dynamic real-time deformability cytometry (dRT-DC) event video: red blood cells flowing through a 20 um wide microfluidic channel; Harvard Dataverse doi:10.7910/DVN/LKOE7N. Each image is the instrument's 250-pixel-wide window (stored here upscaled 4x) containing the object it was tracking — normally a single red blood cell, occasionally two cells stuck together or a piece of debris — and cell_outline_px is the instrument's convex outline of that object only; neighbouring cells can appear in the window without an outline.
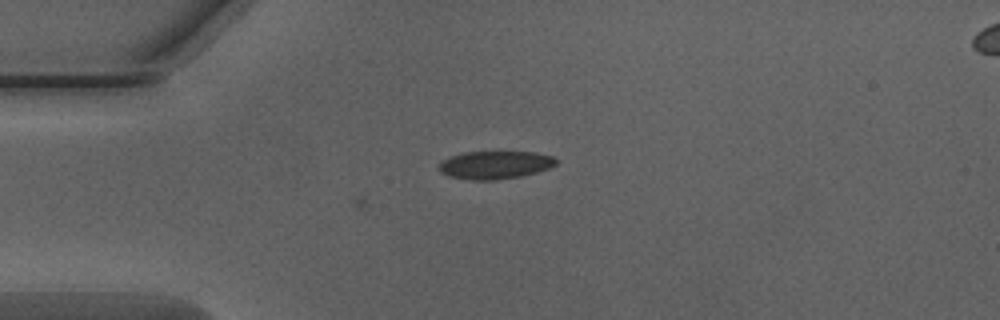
{"species": "Egyptian fruit bat (a non-hibernating species)", "species_latin": "Rousettus aegyptiacus", "temperature_condition": "warm", "stored_images_in_passage": 13, "camera_frame_rate_fps": 3000, "um_per_image_px": 0.085, "animal": {"sex": "male"}, "frame": {"image": 1, "passage_image": 13, "time_ms": 4.0, "image_size_px": [1000, 320], "cell_outline_px": [[556, 164], [548, 168], [536, 172], [520, 176], [492, 180], [472, 180], [448, 176], [440, 172], [440, 160], [464, 152], [536, 152], [552, 156], [556, 160]], "centroid_in_image_um": [42.05, 14.01], "position_along_channel_um": 42.9, "area_um2": 18.9}}